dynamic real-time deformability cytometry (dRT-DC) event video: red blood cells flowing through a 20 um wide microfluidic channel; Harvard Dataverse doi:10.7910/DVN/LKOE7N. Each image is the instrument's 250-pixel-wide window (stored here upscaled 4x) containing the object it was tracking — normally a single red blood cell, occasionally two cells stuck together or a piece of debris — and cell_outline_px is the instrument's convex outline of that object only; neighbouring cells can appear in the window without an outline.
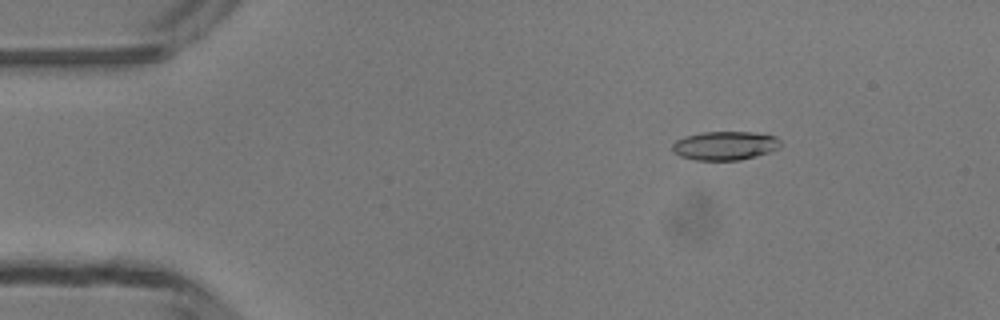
{"species": "common noctule bat (a hibernating species)", "species_latin": "Nyctalus noctula", "temperature_condition": "room temperature", "stored_images_in_passage": 4, "camera_frame_rate_fps": 3000, "um_per_image_px": 0.085, "animal": {"sex": "male", "body_mass_g": 13.3}, "frame": {"image": 1, "passage_image": 2, "time_ms": 1.0, "image_size_px": [1000, 320], "cell_outline_px": [[780, 148], [756, 156], [740, 160], [696, 160], [680, 156], [672, 152], [672, 144], [676, 140], [684, 136], [704, 132], [752, 132], [776, 136], [780, 140]], "centroid_in_image_um": [61.61, 12.38], "position_along_channel_um": 23.4, "area_um2": 18.21}}
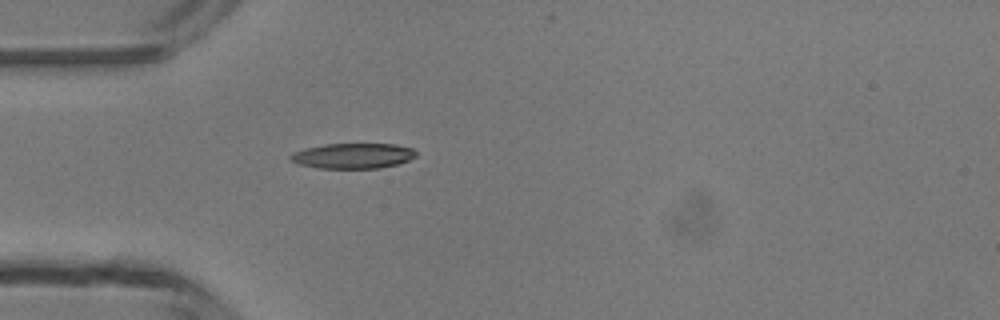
{"frame": {"image": 2, "passage_image": 4, "time_ms": 3.333, "image_size_px": [1000, 320], "cell_outline_px": [[416, 156], [408, 160], [396, 164], [380, 168], [316, 168], [300, 164], [292, 160], [288, 156], [292, 152], [304, 148], [324, 144], [396, 144], [412, 148], [416, 152]], "centroid_in_image_um": [29.98, 13.24], "position_along_channel_um": 55.0, "area_um2": 18.5}}